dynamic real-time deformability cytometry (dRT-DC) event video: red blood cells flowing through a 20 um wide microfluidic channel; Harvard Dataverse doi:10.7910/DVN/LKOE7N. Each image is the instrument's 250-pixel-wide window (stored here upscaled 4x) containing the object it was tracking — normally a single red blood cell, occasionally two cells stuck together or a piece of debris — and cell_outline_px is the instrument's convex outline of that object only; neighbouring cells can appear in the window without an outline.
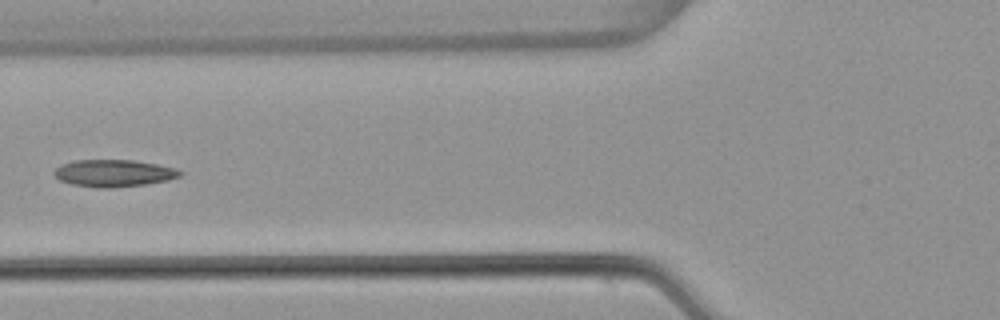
{"species": "common noctule bat (a hibernating species)", "species_latin": "Nyctalus noctula", "temperature_condition": "warm", "stored_images_in_passage": 6, "camera_frame_rate_fps": 3000, "um_per_image_px": 0.085, "animal": {"sex": "female", "body_mass_g": 22.7, "forearm_length_mm": 54.2}, "frame": {"image": 1, "passage_image": 6, "time_ms": 1.667, "image_size_px": [1000, 320], "cell_outline_px": [[184, 172], [180, 176], [168, 180], [144, 184], [112, 188], [96, 188], [72, 184], [60, 180], [52, 172], [60, 164], [76, 160], [132, 160], [156, 164], [176, 168]], "centroid_in_image_um": [9.66, 14.72], "position_along_channel_um": 116.1, "area_um2": 19.88}}